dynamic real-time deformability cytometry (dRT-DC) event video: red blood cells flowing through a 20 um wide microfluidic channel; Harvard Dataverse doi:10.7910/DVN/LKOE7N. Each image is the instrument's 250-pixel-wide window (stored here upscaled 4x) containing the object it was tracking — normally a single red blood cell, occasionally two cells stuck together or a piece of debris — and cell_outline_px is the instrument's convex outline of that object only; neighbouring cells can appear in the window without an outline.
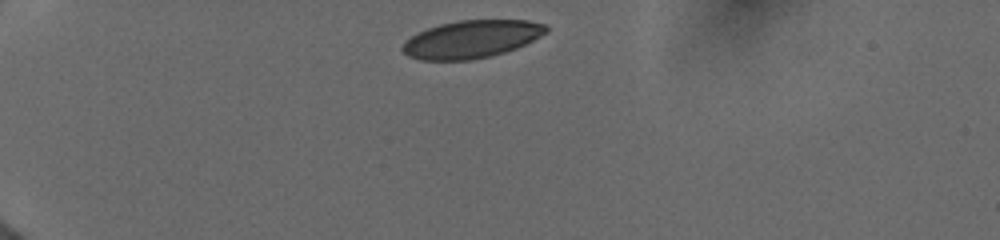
{"species": "human", "species_latin": "Homo sapiens", "temperature_condition": "cold", "stored_images_in_passage": 6, "camera_frame_rate_fps": 3000, "um_per_image_px": 0.085, "donor": {"sex": "female"}, "frame": {"image": 1, "passage_image": 1, "time_ms": 0.0, "image_size_px": [1000, 240], "cell_outline_px": [[548, 32], [516, 48], [492, 56], [472, 60], [420, 60], [408, 56], [400, 48], [412, 36], [428, 28], [440, 24], [460, 20], [528, 20], [544, 24], [548, 28]], "centroid_in_image_um": [40.09, 3.33], "position_along_channel_um": 44.9, "area_um2": 31.33}}
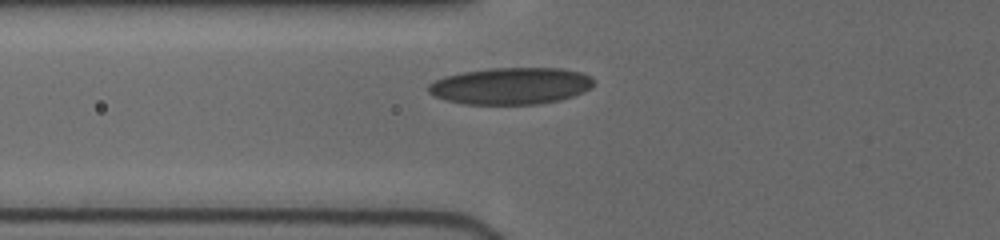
{"frame": {"image": 2, "passage_image": 4, "time_ms": 2.333, "image_size_px": [1000, 240], "cell_outline_px": [[596, 80], [592, 88], [572, 96], [560, 100], [536, 104], [464, 104], [448, 100], [436, 96], [428, 92], [428, 84], [444, 76], [460, 72], [492, 68], [560, 68], [580, 72]], "centroid_in_image_um": [43.43, 7.3], "position_along_channel_um": 82.4, "area_um2": 35.43}}
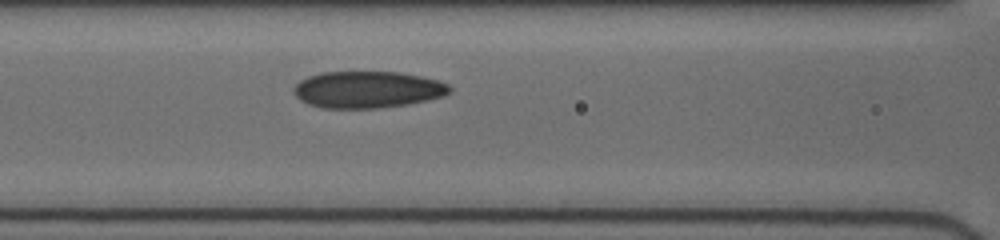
{"frame": {"image": 3, "passage_image": 6, "time_ms": 3.667, "image_size_px": [1000, 240], "cell_outline_px": [[452, 88], [444, 96], [408, 104], [376, 108], [320, 108], [308, 104], [300, 100], [292, 92], [292, 88], [300, 80], [308, 76], [320, 72], [400, 72], [440, 80], [448, 84]], "centroid_in_image_um": [31.21, 7.61], "position_along_channel_um": 135.4, "area_um2": 33.58}}